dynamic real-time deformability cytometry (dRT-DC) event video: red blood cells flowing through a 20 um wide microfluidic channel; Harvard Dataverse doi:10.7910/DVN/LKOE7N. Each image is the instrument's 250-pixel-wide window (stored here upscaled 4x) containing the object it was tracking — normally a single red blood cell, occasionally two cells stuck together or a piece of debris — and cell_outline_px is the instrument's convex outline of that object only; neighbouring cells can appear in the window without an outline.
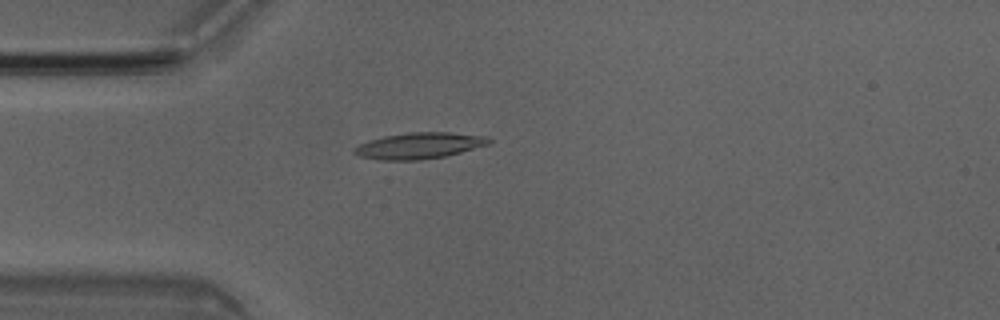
{"species": "Egyptian fruit bat (a non-hibernating species)", "species_latin": "Rousettus aegyptiacus", "temperature_condition": "room temperature", "stored_images_in_passage": 3, "camera_frame_rate_fps": 3000, "um_per_image_px": 0.085, "animal": {"sex": "male"}, "frame": {"image": 1, "passage_image": 3, "time_ms": 0.667, "image_size_px": [1000, 320], "cell_outline_px": [[492, 140], [488, 144], [460, 152], [444, 156], [420, 160], [380, 160], [360, 156], [352, 152], [352, 148], [368, 140], [384, 136], [408, 132], [448, 132], [488, 136]], "centroid_in_image_um": [35.6, 12.37], "position_along_channel_um": 49.4, "area_um2": 20.52}}